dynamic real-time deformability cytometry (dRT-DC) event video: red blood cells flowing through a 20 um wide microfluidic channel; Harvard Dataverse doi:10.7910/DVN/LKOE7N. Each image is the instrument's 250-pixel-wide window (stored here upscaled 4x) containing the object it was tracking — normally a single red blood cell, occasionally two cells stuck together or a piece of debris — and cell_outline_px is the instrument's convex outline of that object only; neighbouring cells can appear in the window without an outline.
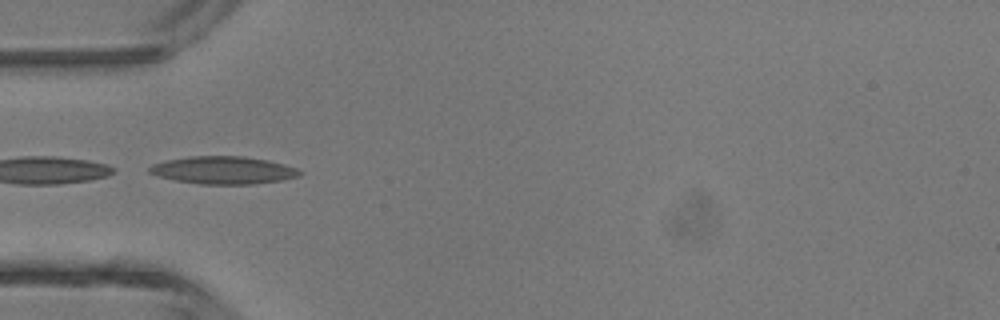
{"species": "common noctule bat (a hibernating species)", "species_latin": "Nyctalus noctula", "temperature_condition": "room temperature", "stored_images_in_passage": 5, "camera_frame_rate_fps": 3000, "um_per_image_px": 0.085, "animal": {"sex": "male", "body_mass_g": 13.3}, "frame": {"image": 1, "passage_image": 5, "time_ms": 1.333, "image_size_px": [1000, 320], "cell_outline_px": [[304, 172], [300, 176], [280, 180], [252, 184], [200, 184], [176, 180], [156, 176], [148, 172], [148, 168], [152, 164], [164, 160], [188, 156], [244, 156], [268, 160], [284, 164], [296, 168]], "centroid_in_image_um": [18.96, 14.46], "position_along_channel_um": 66.0, "area_um2": 24.33}}